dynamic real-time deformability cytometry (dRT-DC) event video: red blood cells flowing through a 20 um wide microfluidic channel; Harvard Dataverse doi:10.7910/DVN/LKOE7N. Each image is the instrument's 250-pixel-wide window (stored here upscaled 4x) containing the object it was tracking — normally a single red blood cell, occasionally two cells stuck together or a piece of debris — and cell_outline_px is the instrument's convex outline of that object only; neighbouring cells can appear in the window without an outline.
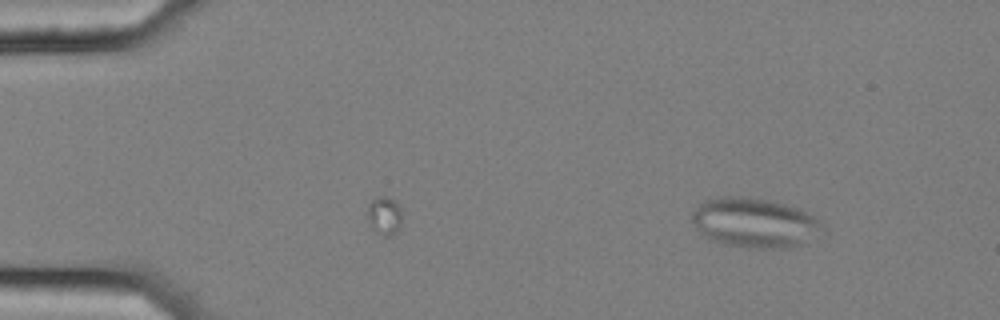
{"species": "common noctule bat (a hibernating species)", "species_latin": "Nyctalus noctula", "temperature_condition": "cold", "stored_images_in_passage": 10, "camera_frame_rate_fps": 3000, "um_per_image_px": 0.085, "animal": {"sex": "female", "body_mass_g": 25.1}, "frame": {"image": 1, "passage_image": 10, "time_ms": 3.0, "image_size_px": [1000, 320], "cell_outline_px": [[824, 228], [816, 236], [800, 244], [788, 248], [756, 248], [728, 244], [708, 240], [696, 228], [692, 220], [692, 212], [704, 200], [724, 196], [740, 196], [764, 200], [784, 204], [800, 208], [820, 220], [824, 224]], "centroid_in_image_um": [64.14, 18.93], "position_along_channel_um": 20.9, "area_um2": 37.51}}